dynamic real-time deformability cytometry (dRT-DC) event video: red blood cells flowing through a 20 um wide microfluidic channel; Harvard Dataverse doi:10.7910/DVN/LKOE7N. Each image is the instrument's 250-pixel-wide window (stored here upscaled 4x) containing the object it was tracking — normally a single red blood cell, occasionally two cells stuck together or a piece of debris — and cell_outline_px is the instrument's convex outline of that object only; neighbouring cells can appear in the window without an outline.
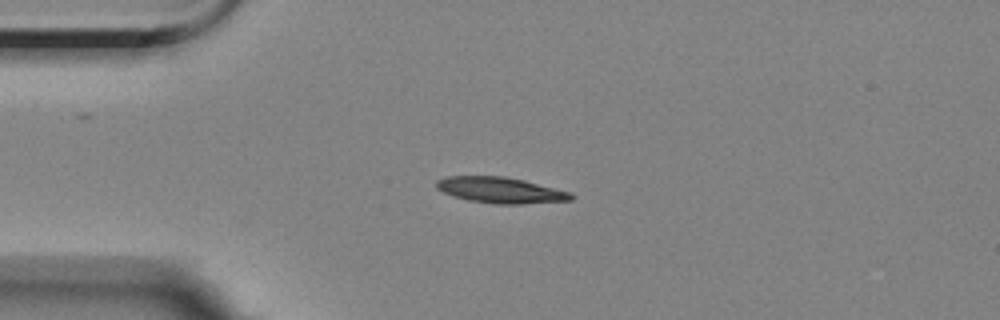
{"species": "Egyptian fruit bat (a non-hibernating species)", "species_latin": "Rousettus aegyptiacus", "temperature_condition": "room temperature", "stored_images_in_passage": 6, "camera_frame_rate_fps": 3000, "um_per_image_px": 0.085, "animal": {"sex": "female"}, "frame": {"image": 1, "passage_image": 3, "time_ms": 3.0, "image_size_px": [1000, 320], "cell_outline_px": [[572, 200], [520, 204], [496, 204], [468, 200], [444, 192], [436, 188], [436, 180], [444, 176], [504, 176], [524, 180], [572, 192]], "centroid_in_image_um": [42.54, 16.15], "position_along_channel_um": 42.5, "area_um2": 20.29}}
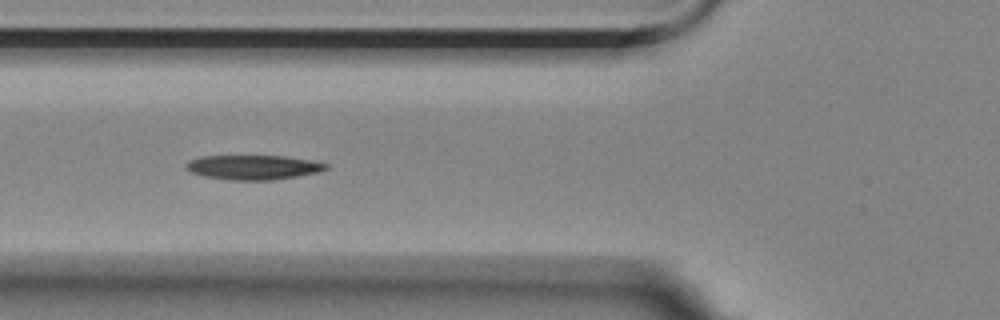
{"frame": {"image": 2, "passage_image": 5, "time_ms": 5.333, "image_size_px": [1000, 320], "cell_outline_px": [[328, 168], [320, 172], [272, 180], [228, 180], [204, 176], [192, 172], [184, 168], [184, 164], [192, 160], [204, 156], [284, 156], [308, 160], [328, 164]], "centroid_in_image_um": [21.52, 14.22], "position_along_channel_um": 104.3, "area_um2": 19.83}}
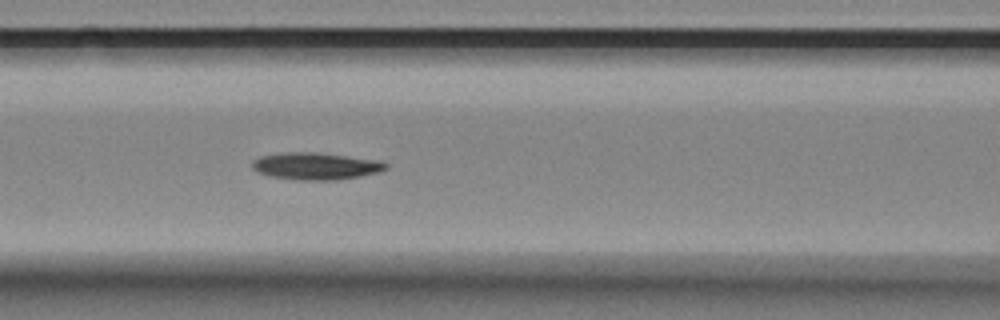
{"frame": {"image": 3, "passage_image": 6, "time_ms": 6.333, "image_size_px": [1000, 320], "cell_outline_px": [[388, 168], [380, 172], [360, 176], [336, 180], [296, 180], [268, 176], [256, 172], [252, 168], [252, 160], [260, 156], [280, 152], [316, 152], [380, 160], [388, 164]], "centroid_in_image_um": [26.82, 14.11], "position_along_channel_um": 139.8, "area_um2": 21.44}}